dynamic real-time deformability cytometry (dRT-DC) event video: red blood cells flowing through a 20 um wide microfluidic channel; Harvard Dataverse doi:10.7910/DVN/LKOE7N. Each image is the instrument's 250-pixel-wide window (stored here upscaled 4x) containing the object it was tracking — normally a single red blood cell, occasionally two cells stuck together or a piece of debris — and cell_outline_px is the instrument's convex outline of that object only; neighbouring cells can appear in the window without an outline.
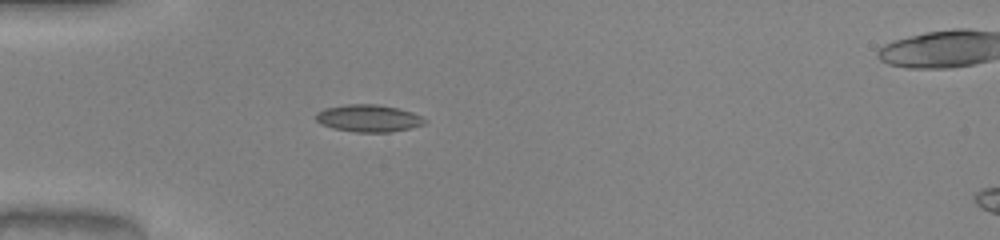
{"species": "common noctule bat (a hibernating species)", "species_latin": "Nyctalus noctula", "temperature_condition": "warm", "stored_images_in_passage": 32, "camera_frame_rate_fps": 3000, "um_per_image_px": 0.085, "animal": {"sex": "male", "body_mass_g": 20.0, "forearm_length_mm": 53.3}, "frame": {"image": 1, "passage_image": 1, "time_ms": 0.0, "image_size_px": [1000, 240], "cell_outline_px": [[428, 120], [424, 124], [408, 128], [388, 132], [356, 132], [332, 128], [320, 124], [316, 120], [316, 112], [324, 108], [348, 104], [376, 104], [396, 108], [412, 112]], "centroid_in_image_um": [31.28, 10.05], "position_along_channel_um": 53.7, "area_um2": 17.17}}
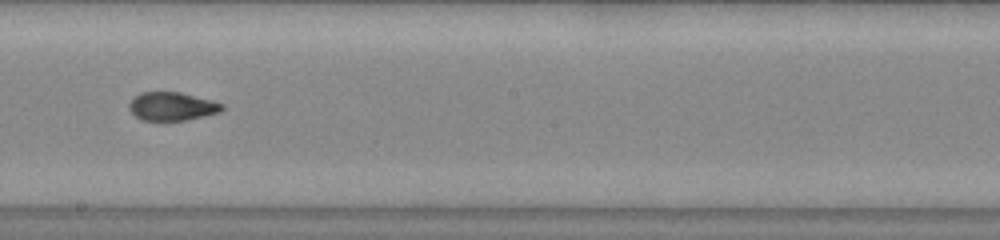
{"frame": {"image": 2, "passage_image": 15, "time_ms": 4.667, "image_size_px": [1000, 240], "cell_outline_px": [[224, 108], [220, 112], [204, 116], [184, 120], [140, 120], [128, 108], [128, 104], [140, 92], [180, 92], [212, 100], [224, 104]], "centroid_in_image_um": [14.63, 9.03], "position_along_channel_um": 233.6, "area_um2": 15.32}}
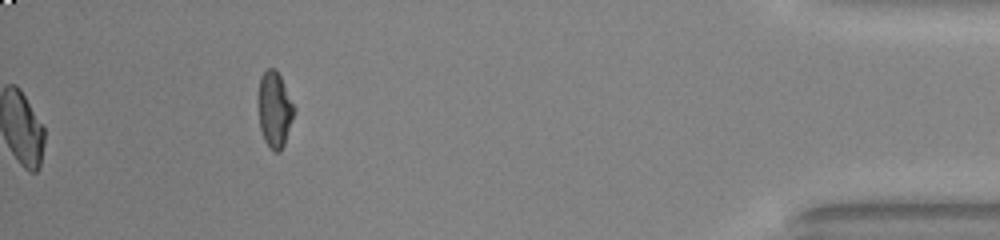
{"frame": {"image": 3, "passage_image": 32, "time_ms": 10.333, "image_size_px": [1000, 240], "cell_outline_px": [[296, 108], [284, 144], [280, 152], [276, 152], [268, 148], [264, 140], [260, 128], [256, 104], [256, 100], [260, 76], [268, 68], [276, 68]], "centroid_in_image_um": [23.3, 9.3], "position_along_channel_um": 411.9, "area_um2": 16.3}, "authors_computed_cell_mechanics": {"area_um2": 16.3285, "velocity_mm_per_s": 4.1108, "shape_relaxation_time_tau1_ms": null, "shape_relaxation_time_tau2_ms": 1.4112, "deformation_change_tau1": null, "deformation_change_tau2": 0.0747}}